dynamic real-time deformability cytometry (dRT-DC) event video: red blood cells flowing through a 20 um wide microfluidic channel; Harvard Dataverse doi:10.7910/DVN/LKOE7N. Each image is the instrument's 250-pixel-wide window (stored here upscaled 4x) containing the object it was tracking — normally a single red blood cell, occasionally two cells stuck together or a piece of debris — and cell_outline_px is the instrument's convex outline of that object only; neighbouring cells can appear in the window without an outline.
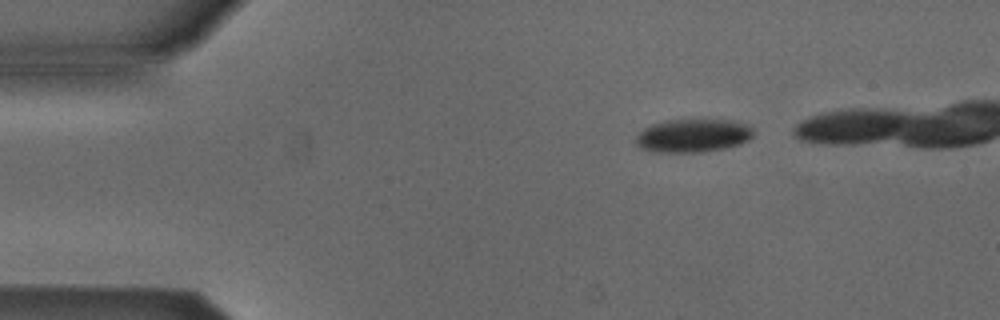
{"species": "Egyptian fruit bat (a non-hibernating species)", "species_latin": "Rousettus aegyptiacus", "temperature_condition": "cold", "stored_images_in_passage": 6, "camera_frame_rate_fps": 3000, "um_per_image_px": 0.085, "animal": {"sex": "male"}, "frame": {"image": 1, "passage_image": 1, "time_ms": 0.0, "image_size_px": [1000, 320], "cell_outline_px": [[752, 136], [748, 140], [740, 144], [724, 148], [704, 152], [652, 152], [640, 148], [636, 144], [636, 136], [644, 128], [652, 124], [668, 120], [732, 120], [748, 124], [752, 128]], "centroid_in_image_um": [58.89, 11.53], "position_along_channel_um": 26.1, "area_um2": 22.83}}